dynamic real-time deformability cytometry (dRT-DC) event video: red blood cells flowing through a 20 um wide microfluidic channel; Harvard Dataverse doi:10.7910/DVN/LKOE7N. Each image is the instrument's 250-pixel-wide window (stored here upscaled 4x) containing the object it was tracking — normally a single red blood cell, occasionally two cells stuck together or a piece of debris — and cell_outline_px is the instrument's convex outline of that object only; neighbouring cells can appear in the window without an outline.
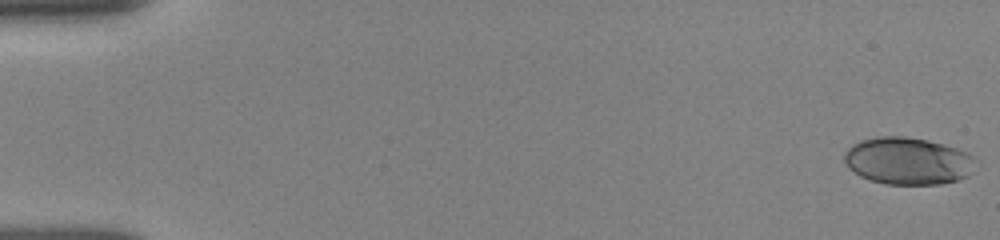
{"species": "human", "species_latin": "Homo sapiens", "temperature_condition": "room temperature", "stored_images_in_passage": 7, "camera_frame_rate_fps": 3000, "um_per_image_px": 0.085, "donor": {"sex": "female"}, "frame": {"image": 1, "passage_image": 1, "time_ms": 0.0, "image_size_px": [1000, 240], "cell_outline_px": [[980, 164], [968, 176], [956, 180], [940, 184], [888, 184], [872, 180], [860, 176], [848, 168], [844, 160], [844, 152], [852, 144], [860, 140], [876, 136], [904, 136], [928, 140], [956, 148], [968, 152], [976, 156], [980, 160]], "centroid_in_image_um": [77.23, 13.67], "position_along_channel_um": 7.8, "area_um2": 36.7}}
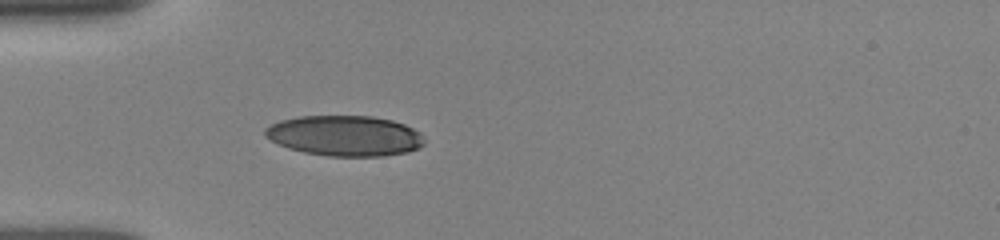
{"frame": {"image": 2, "passage_image": 7, "time_ms": 5.0, "image_size_px": [1000, 240], "cell_outline_px": [[424, 144], [420, 148], [408, 152], [384, 156], [328, 156], [304, 152], [288, 148], [264, 136], [264, 128], [280, 120], [300, 116], [372, 116], [392, 120], [404, 124], [420, 132], [424, 140]], "centroid_in_image_um": [29.33, 11.54], "position_along_channel_um": 55.7, "area_um2": 37.63}}